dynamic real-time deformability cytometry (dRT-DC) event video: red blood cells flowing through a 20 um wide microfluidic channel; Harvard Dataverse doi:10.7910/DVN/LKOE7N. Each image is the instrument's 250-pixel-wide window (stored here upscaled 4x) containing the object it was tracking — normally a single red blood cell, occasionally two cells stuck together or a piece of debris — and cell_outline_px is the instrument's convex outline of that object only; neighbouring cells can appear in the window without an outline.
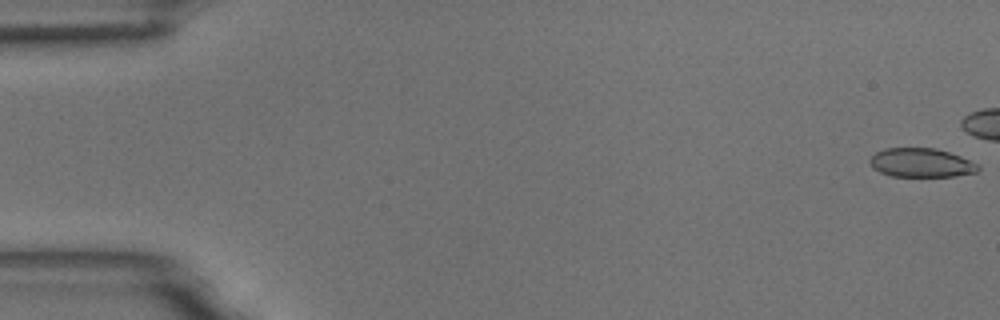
{"species": "common noctule bat (a hibernating species)", "species_latin": "Nyctalus noctula", "temperature_condition": "room temperature", "stored_images_in_passage": 44, "camera_frame_rate_fps": 3000, "um_per_image_px": 0.085, "animal": {"sex": "male", "body_mass_g": 18.8}, "frame": {"image": 1, "passage_image": 1, "time_ms": 0.0, "image_size_px": [1000, 320], "cell_outline_px": [[980, 168], [976, 172], [952, 176], [892, 176], [876, 168], [872, 164], [872, 156], [876, 152], [888, 148], [932, 148], [948, 152], [968, 160]], "centroid_in_image_um": [78.32, 13.83], "position_along_channel_um": 6.7, "area_um2": 17.46}}
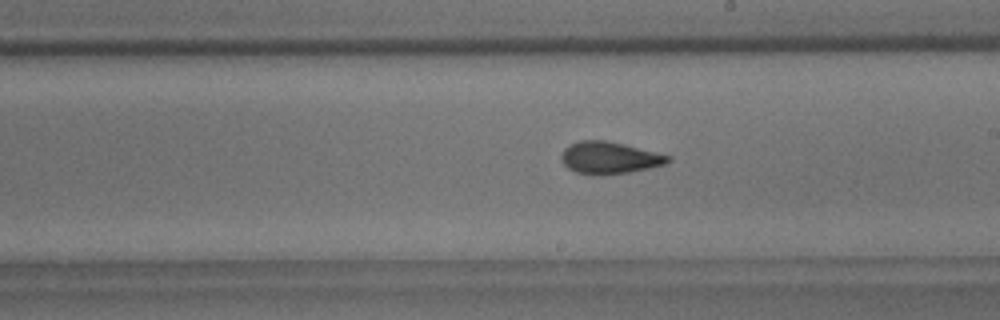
{"frame": {"image": 2, "passage_image": 32, "time_ms": 10.333, "image_size_px": [1000, 320], "cell_outline_px": [[668, 160], [664, 164], [628, 172], [580, 172], [568, 168], [564, 164], [564, 148], [580, 140], [600, 140], [620, 144], [668, 156]], "centroid_in_image_um": [51.77, 13.38], "position_along_channel_um": 237.2, "area_um2": 18.15}}